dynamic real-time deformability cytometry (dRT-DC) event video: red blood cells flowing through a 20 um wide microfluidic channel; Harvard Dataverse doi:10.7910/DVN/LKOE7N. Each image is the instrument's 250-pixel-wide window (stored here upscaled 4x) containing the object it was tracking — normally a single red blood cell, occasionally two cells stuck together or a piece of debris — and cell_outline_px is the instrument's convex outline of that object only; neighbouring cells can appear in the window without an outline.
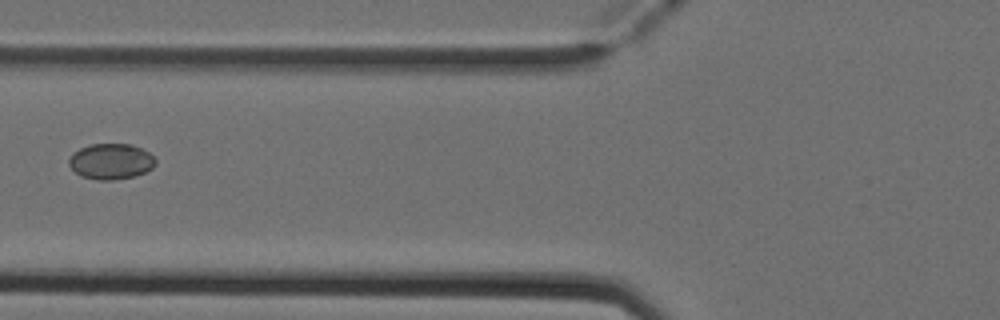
{"species": "Egyptian fruit bat (a non-hibernating species)", "species_latin": "Rousettus aegyptiacus", "temperature_condition": "cold", "stored_images_in_passage": 8, "camera_frame_rate_fps": 3000, "um_per_image_px": 0.085, "animal": {"sex": "female"}, "frame": {"image": 1, "passage_image": 6, "time_ms": 1.667, "image_size_px": [1000, 320], "cell_outline_px": [[156, 164], [152, 168], [136, 176], [112, 180], [96, 180], [80, 176], [68, 164], [68, 160], [72, 152], [88, 144], [132, 144], [148, 152], [156, 160]], "centroid_in_image_um": [9.4, 13.72], "position_along_channel_um": 116.4, "area_um2": 18.15}}
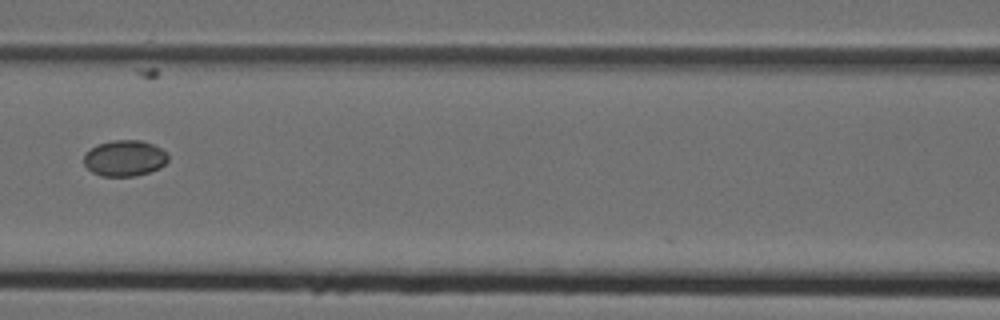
{"frame": {"image": 2, "passage_image": 7, "time_ms": 2.0, "image_size_px": [1000, 320], "cell_outline_px": [[168, 160], [160, 168], [136, 176], [100, 176], [92, 172], [84, 164], [84, 152], [96, 144], [112, 140], [140, 140], [152, 144], [168, 152]], "centroid_in_image_um": [10.58, 13.44], "position_along_channel_um": 156.0, "area_um2": 17.86}}
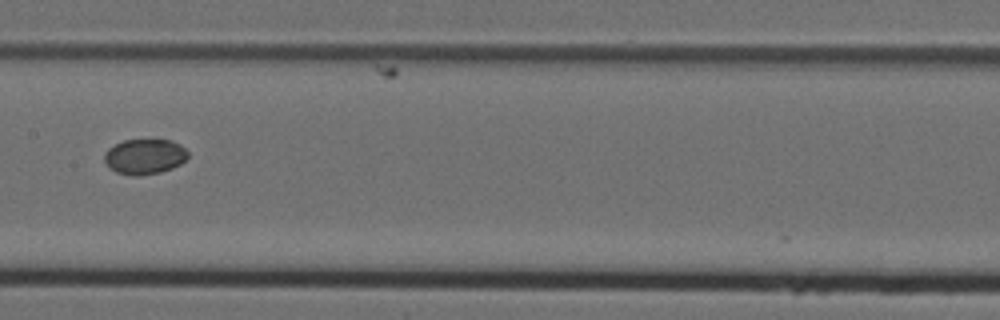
{"frame": {"image": 3, "passage_image": 8, "time_ms": 2.333, "image_size_px": [1000, 320], "cell_outline_px": [[188, 156], [180, 164], [172, 168], [160, 172], [140, 176], [132, 176], [116, 172], [108, 168], [104, 160], [104, 152], [108, 148], [124, 140], [172, 140], [180, 144], [188, 152]], "centroid_in_image_um": [12.27, 13.32], "position_along_channel_um": 195.1, "area_um2": 17.28}}